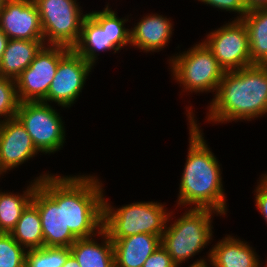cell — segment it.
I'll list each match as a JSON object with an SVG mask.
<instances>
[{
  "mask_svg": "<svg viewBox=\"0 0 267 267\" xmlns=\"http://www.w3.org/2000/svg\"><path fill=\"white\" fill-rule=\"evenodd\" d=\"M209 105L207 121L229 123L267 114V65L225 71Z\"/></svg>",
  "mask_w": 267,
  "mask_h": 267,
  "instance_id": "obj_2",
  "label": "cell"
},
{
  "mask_svg": "<svg viewBox=\"0 0 267 267\" xmlns=\"http://www.w3.org/2000/svg\"><path fill=\"white\" fill-rule=\"evenodd\" d=\"M241 20L247 27L252 63L267 65V7L249 10Z\"/></svg>",
  "mask_w": 267,
  "mask_h": 267,
  "instance_id": "obj_22",
  "label": "cell"
},
{
  "mask_svg": "<svg viewBox=\"0 0 267 267\" xmlns=\"http://www.w3.org/2000/svg\"><path fill=\"white\" fill-rule=\"evenodd\" d=\"M170 21L171 19L157 13L146 15L130 29V45L146 53L164 49L173 31Z\"/></svg>",
  "mask_w": 267,
  "mask_h": 267,
  "instance_id": "obj_16",
  "label": "cell"
},
{
  "mask_svg": "<svg viewBox=\"0 0 267 267\" xmlns=\"http://www.w3.org/2000/svg\"><path fill=\"white\" fill-rule=\"evenodd\" d=\"M92 68L90 63L71 49L59 61L47 96L42 102H55L61 107L70 108L82 92Z\"/></svg>",
  "mask_w": 267,
  "mask_h": 267,
  "instance_id": "obj_12",
  "label": "cell"
},
{
  "mask_svg": "<svg viewBox=\"0 0 267 267\" xmlns=\"http://www.w3.org/2000/svg\"><path fill=\"white\" fill-rule=\"evenodd\" d=\"M116 15L117 13L107 5V34L111 43L118 50H121V47L123 48L130 44V29L124 27L128 19H120Z\"/></svg>",
  "mask_w": 267,
  "mask_h": 267,
  "instance_id": "obj_27",
  "label": "cell"
},
{
  "mask_svg": "<svg viewBox=\"0 0 267 267\" xmlns=\"http://www.w3.org/2000/svg\"><path fill=\"white\" fill-rule=\"evenodd\" d=\"M34 179L22 194L0 192V233H10L16 226L23 210L31 202L39 180L52 174L45 173ZM1 191V190H0Z\"/></svg>",
  "mask_w": 267,
  "mask_h": 267,
  "instance_id": "obj_21",
  "label": "cell"
},
{
  "mask_svg": "<svg viewBox=\"0 0 267 267\" xmlns=\"http://www.w3.org/2000/svg\"><path fill=\"white\" fill-rule=\"evenodd\" d=\"M188 108L189 148L180 180L177 204L208 208L226 215L228 209L219 161L207 146L191 106Z\"/></svg>",
  "mask_w": 267,
  "mask_h": 267,
  "instance_id": "obj_1",
  "label": "cell"
},
{
  "mask_svg": "<svg viewBox=\"0 0 267 267\" xmlns=\"http://www.w3.org/2000/svg\"><path fill=\"white\" fill-rule=\"evenodd\" d=\"M0 29L9 39L44 40L40 15L33 0H6Z\"/></svg>",
  "mask_w": 267,
  "mask_h": 267,
  "instance_id": "obj_13",
  "label": "cell"
},
{
  "mask_svg": "<svg viewBox=\"0 0 267 267\" xmlns=\"http://www.w3.org/2000/svg\"><path fill=\"white\" fill-rule=\"evenodd\" d=\"M170 61L173 78L185 91L216 94L225 70L203 41L187 51L172 56Z\"/></svg>",
  "mask_w": 267,
  "mask_h": 267,
  "instance_id": "obj_6",
  "label": "cell"
},
{
  "mask_svg": "<svg viewBox=\"0 0 267 267\" xmlns=\"http://www.w3.org/2000/svg\"><path fill=\"white\" fill-rule=\"evenodd\" d=\"M62 267H80V265L77 262L76 258L72 254H70Z\"/></svg>",
  "mask_w": 267,
  "mask_h": 267,
  "instance_id": "obj_33",
  "label": "cell"
},
{
  "mask_svg": "<svg viewBox=\"0 0 267 267\" xmlns=\"http://www.w3.org/2000/svg\"><path fill=\"white\" fill-rule=\"evenodd\" d=\"M44 45V40L9 39L0 61V76L16 79Z\"/></svg>",
  "mask_w": 267,
  "mask_h": 267,
  "instance_id": "obj_20",
  "label": "cell"
},
{
  "mask_svg": "<svg viewBox=\"0 0 267 267\" xmlns=\"http://www.w3.org/2000/svg\"><path fill=\"white\" fill-rule=\"evenodd\" d=\"M214 8L238 13L237 20H241L249 11L245 0H198Z\"/></svg>",
  "mask_w": 267,
  "mask_h": 267,
  "instance_id": "obj_28",
  "label": "cell"
},
{
  "mask_svg": "<svg viewBox=\"0 0 267 267\" xmlns=\"http://www.w3.org/2000/svg\"><path fill=\"white\" fill-rule=\"evenodd\" d=\"M16 117L39 152L50 154L63 147L66 139L62 117L49 103L20 102Z\"/></svg>",
  "mask_w": 267,
  "mask_h": 267,
  "instance_id": "obj_9",
  "label": "cell"
},
{
  "mask_svg": "<svg viewBox=\"0 0 267 267\" xmlns=\"http://www.w3.org/2000/svg\"><path fill=\"white\" fill-rule=\"evenodd\" d=\"M71 254L68 247H46L27 250L25 265L27 267H62Z\"/></svg>",
  "mask_w": 267,
  "mask_h": 267,
  "instance_id": "obj_24",
  "label": "cell"
},
{
  "mask_svg": "<svg viewBox=\"0 0 267 267\" xmlns=\"http://www.w3.org/2000/svg\"><path fill=\"white\" fill-rule=\"evenodd\" d=\"M5 2H6V0H0V12L3 9Z\"/></svg>",
  "mask_w": 267,
  "mask_h": 267,
  "instance_id": "obj_35",
  "label": "cell"
},
{
  "mask_svg": "<svg viewBox=\"0 0 267 267\" xmlns=\"http://www.w3.org/2000/svg\"><path fill=\"white\" fill-rule=\"evenodd\" d=\"M249 10L267 7V0H245Z\"/></svg>",
  "mask_w": 267,
  "mask_h": 267,
  "instance_id": "obj_31",
  "label": "cell"
},
{
  "mask_svg": "<svg viewBox=\"0 0 267 267\" xmlns=\"http://www.w3.org/2000/svg\"><path fill=\"white\" fill-rule=\"evenodd\" d=\"M115 267H142L161 245V236L139 233L112 241Z\"/></svg>",
  "mask_w": 267,
  "mask_h": 267,
  "instance_id": "obj_17",
  "label": "cell"
},
{
  "mask_svg": "<svg viewBox=\"0 0 267 267\" xmlns=\"http://www.w3.org/2000/svg\"><path fill=\"white\" fill-rule=\"evenodd\" d=\"M33 1L40 15L45 45L73 49L79 41L82 22L88 13H81L77 0Z\"/></svg>",
  "mask_w": 267,
  "mask_h": 267,
  "instance_id": "obj_8",
  "label": "cell"
},
{
  "mask_svg": "<svg viewBox=\"0 0 267 267\" xmlns=\"http://www.w3.org/2000/svg\"><path fill=\"white\" fill-rule=\"evenodd\" d=\"M234 236H225L208 253L212 267H261L260 260L251 246Z\"/></svg>",
  "mask_w": 267,
  "mask_h": 267,
  "instance_id": "obj_18",
  "label": "cell"
},
{
  "mask_svg": "<svg viewBox=\"0 0 267 267\" xmlns=\"http://www.w3.org/2000/svg\"><path fill=\"white\" fill-rule=\"evenodd\" d=\"M9 41V38L6 36V34L0 29V61L3 56V52L6 49L7 43Z\"/></svg>",
  "mask_w": 267,
  "mask_h": 267,
  "instance_id": "obj_32",
  "label": "cell"
},
{
  "mask_svg": "<svg viewBox=\"0 0 267 267\" xmlns=\"http://www.w3.org/2000/svg\"><path fill=\"white\" fill-rule=\"evenodd\" d=\"M26 252L10 233H0V267H23Z\"/></svg>",
  "mask_w": 267,
  "mask_h": 267,
  "instance_id": "obj_25",
  "label": "cell"
},
{
  "mask_svg": "<svg viewBox=\"0 0 267 267\" xmlns=\"http://www.w3.org/2000/svg\"><path fill=\"white\" fill-rule=\"evenodd\" d=\"M119 51L110 41L107 34V6L102 11H92L84 18L78 43L73 50L81 55L93 67L96 64L97 52Z\"/></svg>",
  "mask_w": 267,
  "mask_h": 267,
  "instance_id": "obj_15",
  "label": "cell"
},
{
  "mask_svg": "<svg viewBox=\"0 0 267 267\" xmlns=\"http://www.w3.org/2000/svg\"><path fill=\"white\" fill-rule=\"evenodd\" d=\"M31 202L38 208L44 246L70 248L77 238L64 224L63 176L56 174L39 180Z\"/></svg>",
  "mask_w": 267,
  "mask_h": 267,
  "instance_id": "obj_7",
  "label": "cell"
},
{
  "mask_svg": "<svg viewBox=\"0 0 267 267\" xmlns=\"http://www.w3.org/2000/svg\"><path fill=\"white\" fill-rule=\"evenodd\" d=\"M256 187L255 202L256 208L264 216L267 223V174L262 175Z\"/></svg>",
  "mask_w": 267,
  "mask_h": 267,
  "instance_id": "obj_30",
  "label": "cell"
},
{
  "mask_svg": "<svg viewBox=\"0 0 267 267\" xmlns=\"http://www.w3.org/2000/svg\"><path fill=\"white\" fill-rule=\"evenodd\" d=\"M19 104L15 79L0 76V121L16 117Z\"/></svg>",
  "mask_w": 267,
  "mask_h": 267,
  "instance_id": "obj_26",
  "label": "cell"
},
{
  "mask_svg": "<svg viewBox=\"0 0 267 267\" xmlns=\"http://www.w3.org/2000/svg\"><path fill=\"white\" fill-rule=\"evenodd\" d=\"M206 259L202 258L200 260L197 259L193 264H191L189 267H210L209 264L205 261Z\"/></svg>",
  "mask_w": 267,
  "mask_h": 267,
  "instance_id": "obj_34",
  "label": "cell"
},
{
  "mask_svg": "<svg viewBox=\"0 0 267 267\" xmlns=\"http://www.w3.org/2000/svg\"><path fill=\"white\" fill-rule=\"evenodd\" d=\"M71 49L60 45H44L36 57L16 79L20 102L43 101L56 74L59 61Z\"/></svg>",
  "mask_w": 267,
  "mask_h": 267,
  "instance_id": "obj_10",
  "label": "cell"
},
{
  "mask_svg": "<svg viewBox=\"0 0 267 267\" xmlns=\"http://www.w3.org/2000/svg\"><path fill=\"white\" fill-rule=\"evenodd\" d=\"M203 40L225 71H235L251 65L249 36L242 20L234 19Z\"/></svg>",
  "mask_w": 267,
  "mask_h": 267,
  "instance_id": "obj_11",
  "label": "cell"
},
{
  "mask_svg": "<svg viewBox=\"0 0 267 267\" xmlns=\"http://www.w3.org/2000/svg\"><path fill=\"white\" fill-rule=\"evenodd\" d=\"M98 236L102 243L90 238L77 239L71 246V254L76 258L80 267H115L113 243L108 233L103 229Z\"/></svg>",
  "mask_w": 267,
  "mask_h": 267,
  "instance_id": "obj_19",
  "label": "cell"
},
{
  "mask_svg": "<svg viewBox=\"0 0 267 267\" xmlns=\"http://www.w3.org/2000/svg\"><path fill=\"white\" fill-rule=\"evenodd\" d=\"M97 178L63 176L64 224L77 239L95 237L103 230L104 189Z\"/></svg>",
  "mask_w": 267,
  "mask_h": 267,
  "instance_id": "obj_3",
  "label": "cell"
},
{
  "mask_svg": "<svg viewBox=\"0 0 267 267\" xmlns=\"http://www.w3.org/2000/svg\"><path fill=\"white\" fill-rule=\"evenodd\" d=\"M212 213L221 216L212 209L192 206L174 223L166 225L161 236V246L168 252L177 267L195 256L212 240Z\"/></svg>",
  "mask_w": 267,
  "mask_h": 267,
  "instance_id": "obj_4",
  "label": "cell"
},
{
  "mask_svg": "<svg viewBox=\"0 0 267 267\" xmlns=\"http://www.w3.org/2000/svg\"><path fill=\"white\" fill-rule=\"evenodd\" d=\"M142 267H177L168 252L160 245L144 262Z\"/></svg>",
  "mask_w": 267,
  "mask_h": 267,
  "instance_id": "obj_29",
  "label": "cell"
},
{
  "mask_svg": "<svg viewBox=\"0 0 267 267\" xmlns=\"http://www.w3.org/2000/svg\"><path fill=\"white\" fill-rule=\"evenodd\" d=\"M162 203L134 202L120 208L111 207L104 198L103 229L111 241L139 233L162 236L172 216Z\"/></svg>",
  "mask_w": 267,
  "mask_h": 267,
  "instance_id": "obj_5",
  "label": "cell"
},
{
  "mask_svg": "<svg viewBox=\"0 0 267 267\" xmlns=\"http://www.w3.org/2000/svg\"><path fill=\"white\" fill-rule=\"evenodd\" d=\"M10 234L26 250L44 246L40 215L38 208L32 202L23 210Z\"/></svg>",
  "mask_w": 267,
  "mask_h": 267,
  "instance_id": "obj_23",
  "label": "cell"
},
{
  "mask_svg": "<svg viewBox=\"0 0 267 267\" xmlns=\"http://www.w3.org/2000/svg\"><path fill=\"white\" fill-rule=\"evenodd\" d=\"M39 151L17 117L0 121V174L18 167Z\"/></svg>",
  "mask_w": 267,
  "mask_h": 267,
  "instance_id": "obj_14",
  "label": "cell"
}]
</instances>
